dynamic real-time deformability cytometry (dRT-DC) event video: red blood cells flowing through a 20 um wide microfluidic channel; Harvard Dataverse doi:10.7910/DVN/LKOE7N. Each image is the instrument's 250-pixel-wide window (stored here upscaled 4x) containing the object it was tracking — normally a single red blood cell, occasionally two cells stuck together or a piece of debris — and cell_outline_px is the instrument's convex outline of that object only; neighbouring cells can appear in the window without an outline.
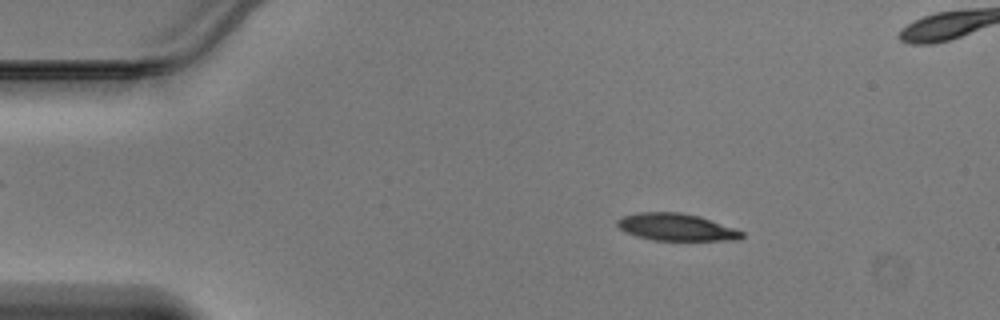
{"species": "Egyptian fruit bat (a non-hibernating species)", "species_latin": "Rousettus aegyptiacus", "temperature_condition": "warm", "stored_images_in_passage": 47, "segment_of_instrument_passage": [1, 2], "camera_frame_rate_fps": 3000, "um_per_image_px": 0.085, "animal": {"sex": "male"}, "frame": {"image": 1, "passage_image": 7, "time_ms": 2.0, "image_size_px": [1000, 320], "cell_outline_px": [[744, 236], [740, 240], [652, 240], [636, 236], [624, 232], [616, 224], [616, 220], [624, 216], [636, 212], [680, 212], [700, 216], [736, 228], [744, 232]], "centroid_in_image_um": [57.5, 19.3], "position_along_channel_um": 27.5, "area_um2": 19.94}}
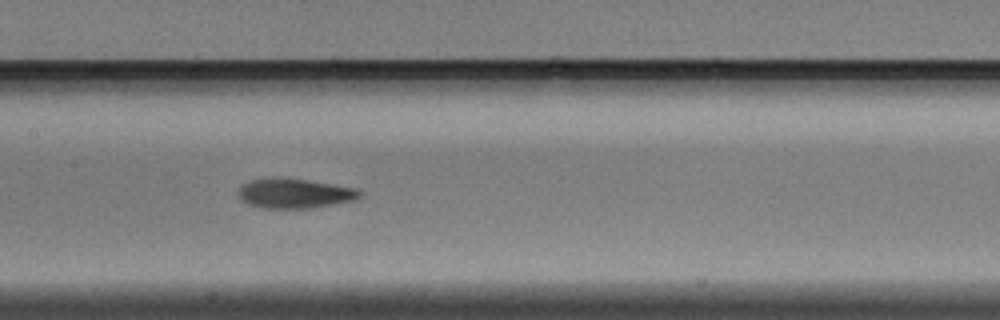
{"frame": {"image": 2, "passage_image": 22, "time_ms": 7.0, "image_size_px": [1000, 320], "cell_outline_px": [[364, 192], [356, 200], [308, 208], [264, 208], [248, 204], [240, 200], [236, 192], [240, 184], [248, 180], [276, 176], [308, 180], [360, 188]], "centroid_in_image_um": [25.0, 16.41], "position_along_channel_um": 182.4, "area_um2": 21.62}}
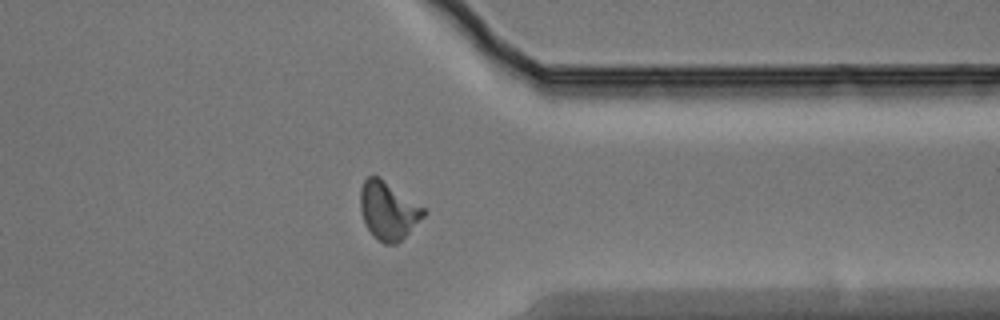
{"frame": {"image": 3, "passage_image": 36, "time_ms": 11.667, "image_size_px": [1000, 320], "cell_outline_px": [[428, 212], [396, 244], [384, 244], [372, 236], [364, 220], [360, 208], [360, 188], [364, 180], [368, 176], [380, 176], [428, 208]], "centroid_in_image_um": [33.03, 17.86], "position_along_channel_um": 378.4, "area_um2": 21.73}}